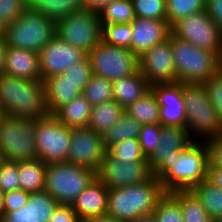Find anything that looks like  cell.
I'll list each match as a JSON object with an SVG mask.
<instances>
[{
  "instance_id": "6da1fadb",
  "label": "cell",
  "mask_w": 222,
  "mask_h": 222,
  "mask_svg": "<svg viewBox=\"0 0 222 222\" xmlns=\"http://www.w3.org/2000/svg\"><path fill=\"white\" fill-rule=\"evenodd\" d=\"M208 162L206 142L193 140L180 150L178 159L164 162L154 176L164 192L191 190L206 178Z\"/></svg>"
},
{
  "instance_id": "7a4b0ae2",
  "label": "cell",
  "mask_w": 222,
  "mask_h": 222,
  "mask_svg": "<svg viewBox=\"0 0 222 222\" xmlns=\"http://www.w3.org/2000/svg\"><path fill=\"white\" fill-rule=\"evenodd\" d=\"M0 105L10 117L39 119L49 115L42 80H26L2 73Z\"/></svg>"
},
{
  "instance_id": "3957f363",
  "label": "cell",
  "mask_w": 222,
  "mask_h": 222,
  "mask_svg": "<svg viewBox=\"0 0 222 222\" xmlns=\"http://www.w3.org/2000/svg\"><path fill=\"white\" fill-rule=\"evenodd\" d=\"M164 193L154 175L139 184L108 189L107 214L122 222H132L140 216L152 214Z\"/></svg>"
},
{
  "instance_id": "277c9868",
  "label": "cell",
  "mask_w": 222,
  "mask_h": 222,
  "mask_svg": "<svg viewBox=\"0 0 222 222\" xmlns=\"http://www.w3.org/2000/svg\"><path fill=\"white\" fill-rule=\"evenodd\" d=\"M168 39L172 46L177 82L204 84L221 69L220 58L215 53L200 49L172 33Z\"/></svg>"
},
{
  "instance_id": "5b68a950",
  "label": "cell",
  "mask_w": 222,
  "mask_h": 222,
  "mask_svg": "<svg viewBox=\"0 0 222 222\" xmlns=\"http://www.w3.org/2000/svg\"><path fill=\"white\" fill-rule=\"evenodd\" d=\"M183 98L186 128L193 140L207 141L222 134V121L209 101L204 84L183 83Z\"/></svg>"
},
{
  "instance_id": "8992f818",
  "label": "cell",
  "mask_w": 222,
  "mask_h": 222,
  "mask_svg": "<svg viewBox=\"0 0 222 222\" xmlns=\"http://www.w3.org/2000/svg\"><path fill=\"white\" fill-rule=\"evenodd\" d=\"M56 33V22L35 10H25L16 22L2 30L7 47L36 53H39Z\"/></svg>"
},
{
  "instance_id": "52a82bcc",
  "label": "cell",
  "mask_w": 222,
  "mask_h": 222,
  "mask_svg": "<svg viewBox=\"0 0 222 222\" xmlns=\"http://www.w3.org/2000/svg\"><path fill=\"white\" fill-rule=\"evenodd\" d=\"M97 177L90 168L68 162L46 165L45 191L59 204L71 205Z\"/></svg>"
},
{
  "instance_id": "ba28073f",
  "label": "cell",
  "mask_w": 222,
  "mask_h": 222,
  "mask_svg": "<svg viewBox=\"0 0 222 222\" xmlns=\"http://www.w3.org/2000/svg\"><path fill=\"white\" fill-rule=\"evenodd\" d=\"M37 119L5 116L0 124V154L16 163L34 161Z\"/></svg>"
},
{
  "instance_id": "9c48e42d",
  "label": "cell",
  "mask_w": 222,
  "mask_h": 222,
  "mask_svg": "<svg viewBox=\"0 0 222 222\" xmlns=\"http://www.w3.org/2000/svg\"><path fill=\"white\" fill-rule=\"evenodd\" d=\"M56 35L88 54L102 41L98 12L85 9L71 13L56 23Z\"/></svg>"
},
{
  "instance_id": "30bf717a",
  "label": "cell",
  "mask_w": 222,
  "mask_h": 222,
  "mask_svg": "<svg viewBox=\"0 0 222 222\" xmlns=\"http://www.w3.org/2000/svg\"><path fill=\"white\" fill-rule=\"evenodd\" d=\"M171 33L200 49L222 54V31L208 16L206 10L180 19L171 27Z\"/></svg>"
},
{
  "instance_id": "8fae6325",
  "label": "cell",
  "mask_w": 222,
  "mask_h": 222,
  "mask_svg": "<svg viewBox=\"0 0 222 222\" xmlns=\"http://www.w3.org/2000/svg\"><path fill=\"white\" fill-rule=\"evenodd\" d=\"M72 128L61 123L54 115L37 119V158L48 163L67 162Z\"/></svg>"
},
{
  "instance_id": "7c38bea8",
  "label": "cell",
  "mask_w": 222,
  "mask_h": 222,
  "mask_svg": "<svg viewBox=\"0 0 222 222\" xmlns=\"http://www.w3.org/2000/svg\"><path fill=\"white\" fill-rule=\"evenodd\" d=\"M89 57L94 75L114 81L138 70V57L124 47L111 46L101 41Z\"/></svg>"
},
{
  "instance_id": "4fadbf2b",
  "label": "cell",
  "mask_w": 222,
  "mask_h": 222,
  "mask_svg": "<svg viewBox=\"0 0 222 222\" xmlns=\"http://www.w3.org/2000/svg\"><path fill=\"white\" fill-rule=\"evenodd\" d=\"M106 153L101 134L89 127L72 128L68 163L98 172Z\"/></svg>"
},
{
  "instance_id": "5bb4252c",
  "label": "cell",
  "mask_w": 222,
  "mask_h": 222,
  "mask_svg": "<svg viewBox=\"0 0 222 222\" xmlns=\"http://www.w3.org/2000/svg\"><path fill=\"white\" fill-rule=\"evenodd\" d=\"M153 175L148 161L125 163L113 159L108 153L97 172V178L108 189L139 184L148 181Z\"/></svg>"
},
{
  "instance_id": "9a60e30c",
  "label": "cell",
  "mask_w": 222,
  "mask_h": 222,
  "mask_svg": "<svg viewBox=\"0 0 222 222\" xmlns=\"http://www.w3.org/2000/svg\"><path fill=\"white\" fill-rule=\"evenodd\" d=\"M138 70L151 85L177 82L170 40L166 39L138 56Z\"/></svg>"
},
{
  "instance_id": "2e32d148",
  "label": "cell",
  "mask_w": 222,
  "mask_h": 222,
  "mask_svg": "<svg viewBox=\"0 0 222 222\" xmlns=\"http://www.w3.org/2000/svg\"><path fill=\"white\" fill-rule=\"evenodd\" d=\"M87 54L62 40L57 35L39 52L40 75L44 81L62 74L72 64L84 59Z\"/></svg>"
},
{
  "instance_id": "e0dca14e",
  "label": "cell",
  "mask_w": 222,
  "mask_h": 222,
  "mask_svg": "<svg viewBox=\"0 0 222 222\" xmlns=\"http://www.w3.org/2000/svg\"><path fill=\"white\" fill-rule=\"evenodd\" d=\"M160 105V124L186 127L183 83H155L151 85Z\"/></svg>"
},
{
  "instance_id": "ac0fdd59",
  "label": "cell",
  "mask_w": 222,
  "mask_h": 222,
  "mask_svg": "<svg viewBox=\"0 0 222 222\" xmlns=\"http://www.w3.org/2000/svg\"><path fill=\"white\" fill-rule=\"evenodd\" d=\"M193 139L186 127L161 125V138L157 148L147 157L149 167L155 173L164 162L179 158L180 150L188 146Z\"/></svg>"
},
{
  "instance_id": "d6986e66",
  "label": "cell",
  "mask_w": 222,
  "mask_h": 222,
  "mask_svg": "<svg viewBox=\"0 0 222 222\" xmlns=\"http://www.w3.org/2000/svg\"><path fill=\"white\" fill-rule=\"evenodd\" d=\"M131 51L138 57L144 51L164 42L171 33L167 20L135 17L131 22Z\"/></svg>"
},
{
  "instance_id": "ffe728a7",
  "label": "cell",
  "mask_w": 222,
  "mask_h": 222,
  "mask_svg": "<svg viewBox=\"0 0 222 222\" xmlns=\"http://www.w3.org/2000/svg\"><path fill=\"white\" fill-rule=\"evenodd\" d=\"M108 188L96 177L71 204L79 219L88 220L107 214Z\"/></svg>"
},
{
  "instance_id": "44dd1931",
  "label": "cell",
  "mask_w": 222,
  "mask_h": 222,
  "mask_svg": "<svg viewBox=\"0 0 222 222\" xmlns=\"http://www.w3.org/2000/svg\"><path fill=\"white\" fill-rule=\"evenodd\" d=\"M4 73L26 80H41L39 53L7 47Z\"/></svg>"
},
{
  "instance_id": "7402d4cb",
  "label": "cell",
  "mask_w": 222,
  "mask_h": 222,
  "mask_svg": "<svg viewBox=\"0 0 222 222\" xmlns=\"http://www.w3.org/2000/svg\"><path fill=\"white\" fill-rule=\"evenodd\" d=\"M46 105L50 115L82 94L76 84L64 78L62 74L46 78L44 81Z\"/></svg>"
},
{
  "instance_id": "603a6c76",
  "label": "cell",
  "mask_w": 222,
  "mask_h": 222,
  "mask_svg": "<svg viewBox=\"0 0 222 222\" xmlns=\"http://www.w3.org/2000/svg\"><path fill=\"white\" fill-rule=\"evenodd\" d=\"M112 84L113 98L124 109L151 90V84L139 70L131 75L112 81Z\"/></svg>"
},
{
  "instance_id": "cb8c5ba5",
  "label": "cell",
  "mask_w": 222,
  "mask_h": 222,
  "mask_svg": "<svg viewBox=\"0 0 222 222\" xmlns=\"http://www.w3.org/2000/svg\"><path fill=\"white\" fill-rule=\"evenodd\" d=\"M25 10H35L58 22L67 15L86 9L84 0H22Z\"/></svg>"
},
{
  "instance_id": "d4e9b609",
  "label": "cell",
  "mask_w": 222,
  "mask_h": 222,
  "mask_svg": "<svg viewBox=\"0 0 222 222\" xmlns=\"http://www.w3.org/2000/svg\"><path fill=\"white\" fill-rule=\"evenodd\" d=\"M92 105L81 94L61 107L54 116L70 128L88 127Z\"/></svg>"
},
{
  "instance_id": "484cf974",
  "label": "cell",
  "mask_w": 222,
  "mask_h": 222,
  "mask_svg": "<svg viewBox=\"0 0 222 222\" xmlns=\"http://www.w3.org/2000/svg\"><path fill=\"white\" fill-rule=\"evenodd\" d=\"M46 165L40 159L18 163L19 189L29 193L44 191Z\"/></svg>"
},
{
  "instance_id": "4316f807",
  "label": "cell",
  "mask_w": 222,
  "mask_h": 222,
  "mask_svg": "<svg viewBox=\"0 0 222 222\" xmlns=\"http://www.w3.org/2000/svg\"><path fill=\"white\" fill-rule=\"evenodd\" d=\"M124 113L125 109L115 100L92 106L88 127L102 135L117 123Z\"/></svg>"
},
{
  "instance_id": "83f0119b",
  "label": "cell",
  "mask_w": 222,
  "mask_h": 222,
  "mask_svg": "<svg viewBox=\"0 0 222 222\" xmlns=\"http://www.w3.org/2000/svg\"><path fill=\"white\" fill-rule=\"evenodd\" d=\"M125 113L141 125L160 124V105L152 90L125 108Z\"/></svg>"
},
{
  "instance_id": "f1b7e54d",
  "label": "cell",
  "mask_w": 222,
  "mask_h": 222,
  "mask_svg": "<svg viewBox=\"0 0 222 222\" xmlns=\"http://www.w3.org/2000/svg\"><path fill=\"white\" fill-rule=\"evenodd\" d=\"M141 127L135 118L124 113L117 123L102 134L106 150L127 139H138Z\"/></svg>"
},
{
  "instance_id": "f546056e",
  "label": "cell",
  "mask_w": 222,
  "mask_h": 222,
  "mask_svg": "<svg viewBox=\"0 0 222 222\" xmlns=\"http://www.w3.org/2000/svg\"><path fill=\"white\" fill-rule=\"evenodd\" d=\"M191 191L200 200L213 221L222 215V189L205 178L201 183L194 186Z\"/></svg>"
},
{
  "instance_id": "4dcf8cb0",
  "label": "cell",
  "mask_w": 222,
  "mask_h": 222,
  "mask_svg": "<svg viewBox=\"0 0 222 222\" xmlns=\"http://www.w3.org/2000/svg\"><path fill=\"white\" fill-rule=\"evenodd\" d=\"M180 203L183 222H214L191 190L170 192Z\"/></svg>"
},
{
  "instance_id": "1f68e13d",
  "label": "cell",
  "mask_w": 222,
  "mask_h": 222,
  "mask_svg": "<svg viewBox=\"0 0 222 222\" xmlns=\"http://www.w3.org/2000/svg\"><path fill=\"white\" fill-rule=\"evenodd\" d=\"M101 24L131 23L135 12L131 0H114L98 12Z\"/></svg>"
},
{
  "instance_id": "d6a6232c",
  "label": "cell",
  "mask_w": 222,
  "mask_h": 222,
  "mask_svg": "<svg viewBox=\"0 0 222 222\" xmlns=\"http://www.w3.org/2000/svg\"><path fill=\"white\" fill-rule=\"evenodd\" d=\"M82 95L92 106L112 101L114 100L112 81L93 74Z\"/></svg>"
},
{
  "instance_id": "836d02e7",
  "label": "cell",
  "mask_w": 222,
  "mask_h": 222,
  "mask_svg": "<svg viewBox=\"0 0 222 222\" xmlns=\"http://www.w3.org/2000/svg\"><path fill=\"white\" fill-rule=\"evenodd\" d=\"M206 9V0H166V20L170 27L193 13Z\"/></svg>"
},
{
  "instance_id": "e575fe53",
  "label": "cell",
  "mask_w": 222,
  "mask_h": 222,
  "mask_svg": "<svg viewBox=\"0 0 222 222\" xmlns=\"http://www.w3.org/2000/svg\"><path fill=\"white\" fill-rule=\"evenodd\" d=\"M101 25L103 42L111 46L124 47L131 50V23Z\"/></svg>"
},
{
  "instance_id": "d590c367",
  "label": "cell",
  "mask_w": 222,
  "mask_h": 222,
  "mask_svg": "<svg viewBox=\"0 0 222 222\" xmlns=\"http://www.w3.org/2000/svg\"><path fill=\"white\" fill-rule=\"evenodd\" d=\"M153 213L158 222H183L180 203L170 192L159 198Z\"/></svg>"
},
{
  "instance_id": "8d00e7d4",
  "label": "cell",
  "mask_w": 222,
  "mask_h": 222,
  "mask_svg": "<svg viewBox=\"0 0 222 222\" xmlns=\"http://www.w3.org/2000/svg\"><path fill=\"white\" fill-rule=\"evenodd\" d=\"M107 153L115 160L121 162L147 161L142 153L138 139H127L119 142L107 150Z\"/></svg>"
},
{
  "instance_id": "74e56055",
  "label": "cell",
  "mask_w": 222,
  "mask_h": 222,
  "mask_svg": "<svg viewBox=\"0 0 222 222\" xmlns=\"http://www.w3.org/2000/svg\"><path fill=\"white\" fill-rule=\"evenodd\" d=\"M135 17L166 20V0H131Z\"/></svg>"
},
{
  "instance_id": "f35d334b",
  "label": "cell",
  "mask_w": 222,
  "mask_h": 222,
  "mask_svg": "<svg viewBox=\"0 0 222 222\" xmlns=\"http://www.w3.org/2000/svg\"><path fill=\"white\" fill-rule=\"evenodd\" d=\"M62 75L65 79L76 84V87L83 91L93 75L89 57L86 56L81 61L72 64L62 73Z\"/></svg>"
},
{
  "instance_id": "ab89813d",
  "label": "cell",
  "mask_w": 222,
  "mask_h": 222,
  "mask_svg": "<svg viewBox=\"0 0 222 222\" xmlns=\"http://www.w3.org/2000/svg\"><path fill=\"white\" fill-rule=\"evenodd\" d=\"M161 124H144L141 127L138 141L142 153L148 157L159 145Z\"/></svg>"
},
{
  "instance_id": "60d3db41",
  "label": "cell",
  "mask_w": 222,
  "mask_h": 222,
  "mask_svg": "<svg viewBox=\"0 0 222 222\" xmlns=\"http://www.w3.org/2000/svg\"><path fill=\"white\" fill-rule=\"evenodd\" d=\"M19 189L18 163L4 160L0 166V190L3 193Z\"/></svg>"
},
{
  "instance_id": "b9f144b4",
  "label": "cell",
  "mask_w": 222,
  "mask_h": 222,
  "mask_svg": "<svg viewBox=\"0 0 222 222\" xmlns=\"http://www.w3.org/2000/svg\"><path fill=\"white\" fill-rule=\"evenodd\" d=\"M24 12L22 0H0V28L16 22Z\"/></svg>"
},
{
  "instance_id": "7bdbcfd3",
  "label": "cell",
  "mask_w": 222,
  "mask_h": 222,
  "mask_svg": "<svg viewBox=\"0 0 222 222\" xmlns=\"http://www.w3.org/2000/svg\"><path fill=\"white\" fill-rule=\"evenodd\" d=\"M59 203L45 190L35 192V213L37 222H49Z\"/></svg>"
},
{
  "instance_id": "ee69618b",
  "label": "cell",
  "mask_w": 222,
  "mask_h": 222,
  "mask_svg": "<svg viewBox=\"0 0 222 222\" xmlns=\"http://www.w3.org/2000/svg\"><path fill=\"white\" fill-rule=\"evenodd\" d=\"M204 86L207 90L209 101L214 107L218 118L222 121V70L209 78Z\"/></svg>"
},
{
  "instance_id": "f6af8a7d",
  "label": "cell",
  "mask_w": 222,
  "mask_h": 222,
  "mask_svg": "<svg viewBox=\"0 0 222 222\" xmlns=\"http://www.w3.org/2000/svg\"><path fill=\"white\" fill-rule=\"evenodd\" d=\"M1 222H37L35 213V193L29 194L27 204L19 210L4 213Z\"/></svg>"
},
{
  "instance_id": "bcb514c9",
  "label": "cell",
  "mask_w": 222,
  "mask_h": 222,
  "mask_svg": "<svg viewBox=\"0 0 222 222\" xmlns=\"http://www.w3.org/2000/svg\"><path fill=\"white\" fill-rule=\"evenodd\" d=\"M29 194L22 189L4 193V213H10L24 207L28 202Z\"/></svg>"
},
{
  "instance_id": "7dc6e473",
  "label": "cell",
  "mask_w": 222,
  "mask_h": 222,
  "mask_svg": "<svg viewBox=\"0 0 222 222\" xmlns=\"http://www.w3.org/2000/svg\"><path fill=\"white\" fill-rule=\"evenodd\" d=\"M208 147L207 167L222 168V134L205 141Z\"/></svg>"
},
{
  "instance_id": "c3c4849f",
  "label": "cell",
  "mask_w": 222,
  "mask_h": 222,
  "mask_svg": "<svg viewBox=\"0 0 222 222\" xmlns=\"http://www.w3.org/2000/svg\"><path fill=\"white\" fill-rule=\"evenodd\" d=\"M78 219L71 205L59 204L49 222H77Z\"/></svg>"
},
{
  "instance_id": "681fc988",
  "label": "cell",
  "mask_w": 222,
  "mask_h": 222,
  "mask_svg": "<svg viewBox=\"0 0 222 222\" xmlns=\"http://www.w3.org/2000/svg\"><path fill=\"white\" fill-rule=\"evenodd\" d=\"M205 10L222 31V0H206Z\"/></svg>"
},
{
  "instance_id": "f907efd6",
  "label": "cell",
  "mask_w": 222,
  "mask_h": 222,
  "mask_svg": "<svg viewBox=\"0 0 222 222\" xmlns=\"http://www.w3.org/2000/svg\"><path fill=\"white\" fill-rule=\"evenodd\" d=\"M206 179L210 183H212L215 186H218L220 189H222V168L207 167Z\"/></svg>"
},
{
  "instance_id": "816d5d0a",
  "label": "cell",
  "mask_w": 222,
  "mask_h": 222,
  "mask_svg": "<svg viewBox=\"0 0 222 222\" xmlns=\"http://www.w3.org/2000/svg\"><path fill=\"white\" fill-rule=\"evenodd\" d=\"M114 0H84L86 9L99 12L104 6Z\"/></svg>"
},
{
  "instance_id": "f5cc1de1",
  "label": "cell",
  "mask_w": 222,
  "mask_h": 222,
  "mask_svg": "<svg viewBox=\"0 0 222 222\" xmlns=\"http://www.w3.org/2000/svg\"><path fill=\"white\" fill-rule=\"evenodd\" d=\"M7 45L3 36H0V75L4 73V62Z\"/></svg>"
},
{
  "instance_id": "db71d44e",
  "label": "cell",
  "mask_w": 222,
  "mask_h": 222,
  "mask_svg": "<svg viewBox=\"0 0 222 222\" xmlns=\"http://www.w3.org/2000/svg\"><path fill=\"white\" fill-rule=\"evenodd\" d=\"M87 221L88 222H122V221H119L108 214L94 217V218L88 219Z\"/></svg>"
},
{
  "instance_id": "11a10c76",
  "label": "cell",
  "mask_w": 222,
  "mask_h": 222,
  "mask_svg": "<svg viewBox=\"0 0 222 222\" xmlns=\"http://www.w3.org/2000/svg\"><path fill=\"white\" fill-rule=\"evenodd\" d=\"M132 222H158V220L155 217L154 213H152V214L140 216Z\"/></svg>"
},
{
  "instance_id": "9f6ffc18",
  "label": "cell",
  "mask_w": 222,
  "mask_h": 222,
  "mask_svg": "<svg viewBox=\"0 0 222 222\" xmlns=\"http://www.w3.org/2000/svg\"><path fill=\"white\" fill-rule=\"evenodd\" d=\"M4 216V193L0 190V222Z\"/></svg>"
},
{
  "instance_id": "6f0895ef",
  "label": "cell",
  "mask_w": 222,
  "mask_h": 222,
  "mask_svg": "<svg viewBox=\"0 0 222 222\" xmlns=\"http://www.w3.org/2000/svg\"><path fill=\"white\" fill-rule=\"evenodd\" d=\"M6 116L4 110L2 109V106L0 105V124L2 123V120Z\"/></svg>"
},
{
  "instance_id": "680465c9",
  "label": "cell",
  "mask_w": 222,
  "mask_h": 222,
  "mask_svg": "<svg viewBox=\"0 0 222 222\" xmlns=\"http://www.w3.org/2000/svg\"><path fill=\"white\" fill-rule=\"evenodd\" d=\"M214 222H222V215L219 218H217Z\"/></svg>"
},
{
  "instance_id": "91938a15",
  "label": "cell",
  "mask_w": 222,
  "mask_h": 222,
  "mask_svg": "<svg viewBox=\"0 0 222 222\" xmlns=\"http://www.w3.org/2000/svg\"><path fill=\"white\" fill-rule=\"evenodd\" d=\"M3 161H4V158H3V156L0 154V166H1V164H2Z\"/></svg>"
},
{
  "instance_id": "94428289",
  "label": "cell",
  "mask_w": 222,
  "mask_h": 222,
  "mask_svg": "<svg viewBox=\"0 0 222 222\" xmlns=\"http://www.w3.org/2000/svg\"><path fill=\"white\" fill-rule=\"evenodd\" d=\"M77 222H88L87 220L78 219Z\"/></svg>"
},
{
  "instance_id": "6125c7cd",
  "label": "cell",
  "mask_w": 222,
  "mask_h": 222,
  "mask_svg": "<svg viewBox=\"0 0 222 222\" xmlns=\"http://www.w3.org/2000/svg\"><path fill=\"white\" fill-rule=\"evenodd\" d=\"M220 66H221V70H222V54H221V57H220Z\"/></svg>"
}]
</instances>
